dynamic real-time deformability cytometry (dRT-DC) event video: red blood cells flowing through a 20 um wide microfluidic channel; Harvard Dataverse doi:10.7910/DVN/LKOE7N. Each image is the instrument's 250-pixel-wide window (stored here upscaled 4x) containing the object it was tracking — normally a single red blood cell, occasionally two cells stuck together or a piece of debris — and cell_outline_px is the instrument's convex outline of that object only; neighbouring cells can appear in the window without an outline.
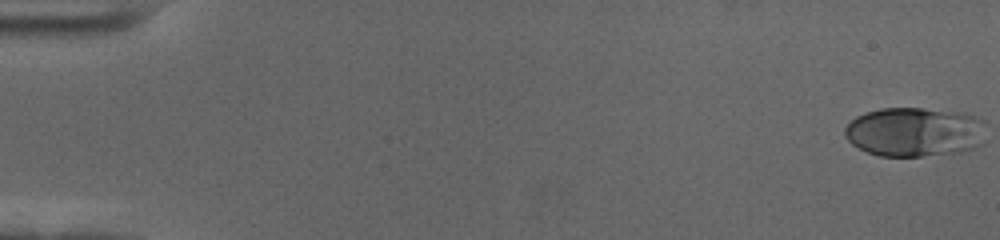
{"species": "human", "species_latin": "Homo sapiens", "temperature_condition": "cold", "stored_images_in_passage": 58, "camera_frame_rate_fps": 3000, "um_per_image_px": 0.085, "donor": {"sex": "female"}, "frame": {"image": 1, "passage_image": 1, "time_ms": 0.0, "image_size_px": [1000, 240], "cell_outline_px": [[984, 120], [980, 144], [972, 148], [960, 152], [920, 156], [880, 156], [868, 152], [852, 144], [844, 136], [844, 128], [856, 116], [880, 108], [920, 108], [964, 112], [976, 116]], "centroid_in_image_um": [77.72, 11.2], "position_along_channel_um": 7.3, "area_um2": 40.52}}
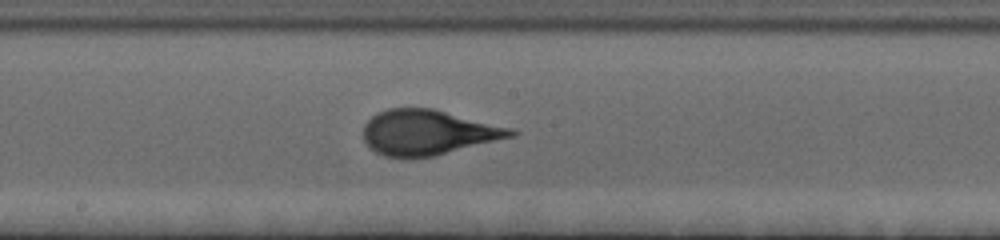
{"frame": {"image": 2, "passage_image": 32, "time_ms": 10.333, "image_size_px": [1000, 240], "cell_outline_px": [[520, 132], [516, 136], [436, 156], [384, 156], [376, 152], [364, 140], [364, 124], [376, 112], [388, 108], [432, 108], [512, 128]], "centroid_in_image_um": [36.42, 11.24], "position_along_channel_um": 211.8, "area_um2": 38.61}}
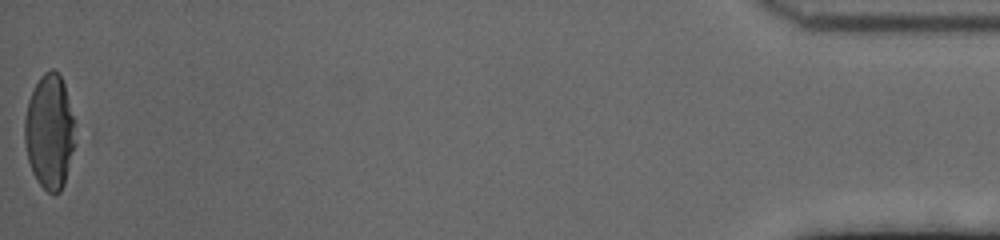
{"frame": {"image": 3, "passage_image": 58, "time_ms": 19.0, "image_size_px": [1000, 240], "cell_outline_px": [[72, 148], [64, 184], [60, 192], [56, 196], [48, 192], [36, 180], [32, 172], [28, 160], [24, 140], [24, 120], [28, 100], [32, 88], [40, 76], [44, 72], [52, 68], [60, 76], [64, 84], [72, 116]], "centroid_in_image_um": [4.15, 11.19], "position_along_channel_um": 431.1, "area_um2": 33.12}, "authors_computed_cell_mechanics": {"area_um2": 37.3099, "velocity_mm_per_s": 3.5495, "shape_relaxation_time_tau1_ms": 4.952, "shape_relaxation_time_tau2_ms": null, "deformation_change_tau1": 0.2156, "deformation_change_tau2": null}}